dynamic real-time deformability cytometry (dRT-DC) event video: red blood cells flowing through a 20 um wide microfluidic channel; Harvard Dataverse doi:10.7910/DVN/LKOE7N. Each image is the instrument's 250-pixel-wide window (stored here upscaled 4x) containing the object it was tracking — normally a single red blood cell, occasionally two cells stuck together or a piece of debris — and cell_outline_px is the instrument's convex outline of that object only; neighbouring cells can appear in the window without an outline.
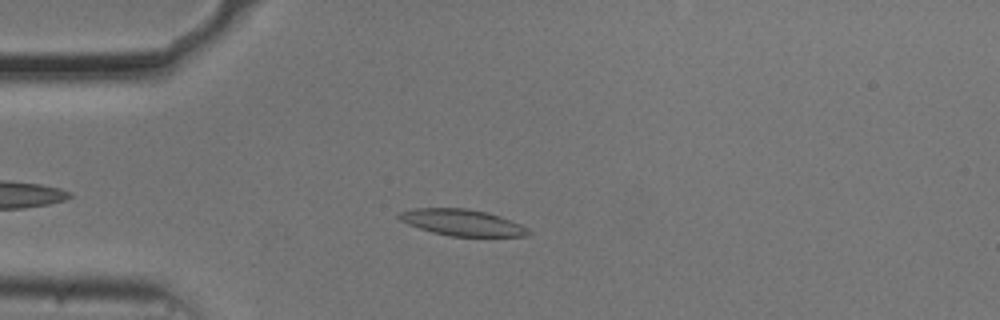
{"species": "common noctule bat (a hibernating species)", "species_latin": "Nyctalus noctula", "temperature_condition": "cold", "stored_images_in_passage": 49, "camera_frame_rate_fps": 3000, "um_per_image_px": 0.085, "animal": {"sex": "male", "body_mass_g": 20.5, "forearm_length_mm": 52.5}, "frame": {"image": 1, "passage_image": 9, "time_ms": 2.667, "image_size_px": [1000, 320], "cell_outline_px": [[532, 232], [528, 236], [452, 236], [432, 232], [408, 224], [400, 220], [396, 216], [400, 212], [412, 208], [468, 208], [500, 216], [512, 220], [528, 228]], "centroid_in_image_um": [39.29, 18.91], "position_along_channel_um": 45.7, "area_um2": 19.83}}
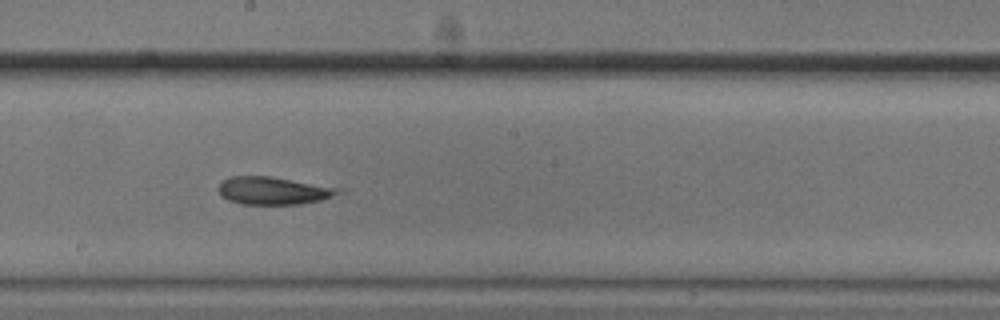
{"frame": {"image": 2, "passage_image": 25, "time_ms": 8.0, "image_size_px": [1000, 320], "cell_outline_px": [[348, 188], [344, 192], [320, 200], [300, 204], [240, 204], [228, 200], [220, 196], [216, 188], [224, 180], [232, 176], [268, 176]], "centroid_in_image_um": [23.29, 16.2], "position_along_channel_um": 224.9, "area_um2": 19.71}}
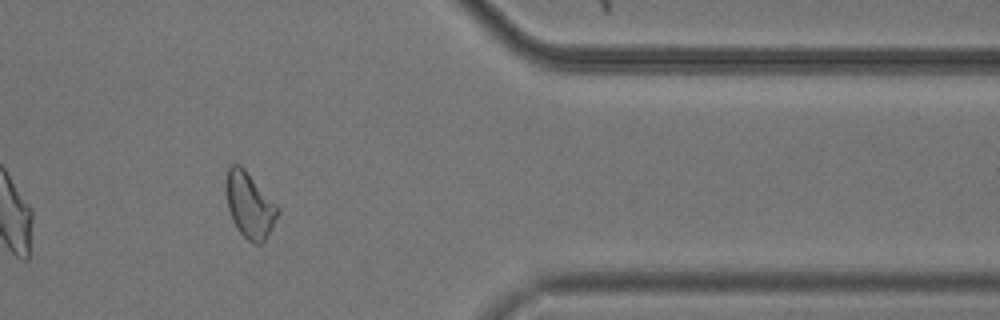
{"frame": {"image": 3, "passage_image": 40, "time_ms": 13.0, "image_size_px": [1000, 320], "cell_outline_px": [[280, 212], [272, 228], [264, 240], [260, 244], [252, 244], [236, 228], [232, 220], [228, 208], [228, 168], [232, 164], [240, 164], [244, 168], [280, 208]], "centroid_in_image_um": [21.26, 17.48], "position_along_channel_um": 390.1, "area_um2": 19.31}, "authors_computed_cell_mechanics": {"area_um2": 20.1722, "velocity_mm_per_s": 3.6957, "shape_relaxation_time_tau1_ms": null, "shape_relaxation_time_tau2_ms": 5.3419, "deformation_change_tau1": null, "deformation_change_tau2": 0.1315}}